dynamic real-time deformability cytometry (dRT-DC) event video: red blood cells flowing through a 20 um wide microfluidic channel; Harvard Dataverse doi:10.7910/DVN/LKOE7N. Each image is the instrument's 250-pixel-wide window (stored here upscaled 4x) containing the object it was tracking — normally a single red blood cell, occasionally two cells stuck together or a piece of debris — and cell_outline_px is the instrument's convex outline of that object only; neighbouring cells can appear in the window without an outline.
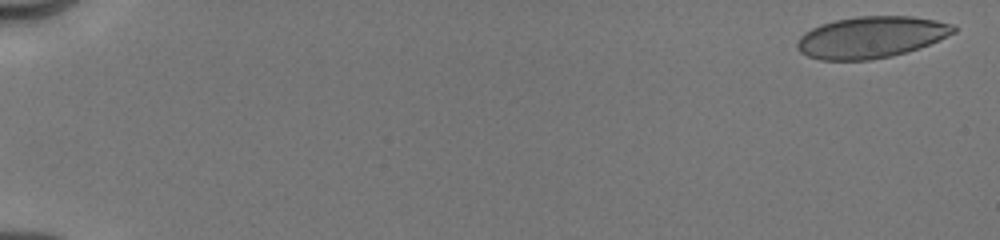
{"species": "human", "species_latin": "Homo sapiens", "temperature_condition": "cold", "stored_images_in_passage": 4, "camera_frame_rate_fps": 3000, "um_per_image_px": 0.085, "donor": {"sex": "male"}, "frame": {"image": 1, "passage_image": 1, "time_ms": 0.0, "image_size_px": [1000, 240], "cell_outline_px": [[956, 32], [928, 44], [892, 56], [868, 60], [820, 60], [808, 56], [800, 52], [796, 48], [796, 40], [804, 32], [820, 24], [836, 20], [856, 16], [912, 16], [936, 20], [956, 24]], "centroid_in_image_um": [74.01, 3.15], "position_along_channel_um": 11.0, "area_um2": 37.92}}